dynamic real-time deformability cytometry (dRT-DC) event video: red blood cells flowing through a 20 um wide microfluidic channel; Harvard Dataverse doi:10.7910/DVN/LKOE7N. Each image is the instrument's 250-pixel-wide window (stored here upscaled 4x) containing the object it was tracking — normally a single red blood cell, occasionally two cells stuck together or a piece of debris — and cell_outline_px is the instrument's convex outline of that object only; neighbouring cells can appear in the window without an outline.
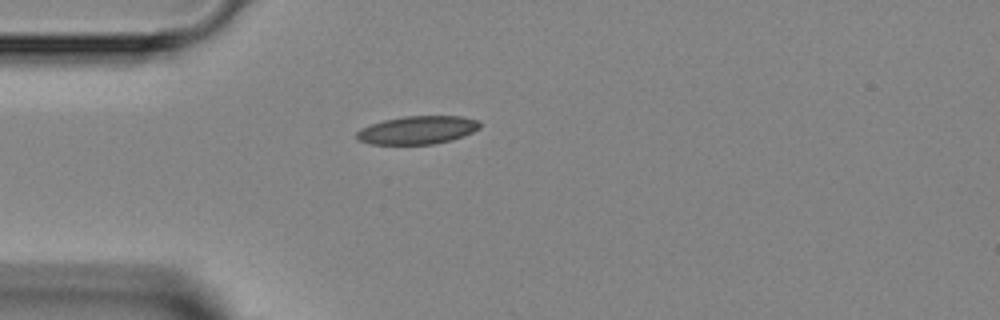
{"species": "Egyptian fruit bat (a non-hibernating species)", "species_latin": "Rousettus aegyptiacus", "temperature_condition": "room temperature", "stored_images_in_passage": 1, "camera_frame_rate_fps": 3000, "um_per_image_px": 0.085, "animal": {"sex": "female"}, "frame": {"image": 1, "passage_image": 1, "time_ms": 0.0, "image_size_px": [1000, 320], "cell_outline_px": [[480, 128], [472, 132], [452, 140], [432, 144], [372, 144], [356, 140], [356, 132], [360, 128], [384, 120], [404, 116], [460, 116], [480, 120]], "centroid_in_image_um": [35.48, 11.05], "position_along_channel_um": 49.5, "area_um2": 20.23}}